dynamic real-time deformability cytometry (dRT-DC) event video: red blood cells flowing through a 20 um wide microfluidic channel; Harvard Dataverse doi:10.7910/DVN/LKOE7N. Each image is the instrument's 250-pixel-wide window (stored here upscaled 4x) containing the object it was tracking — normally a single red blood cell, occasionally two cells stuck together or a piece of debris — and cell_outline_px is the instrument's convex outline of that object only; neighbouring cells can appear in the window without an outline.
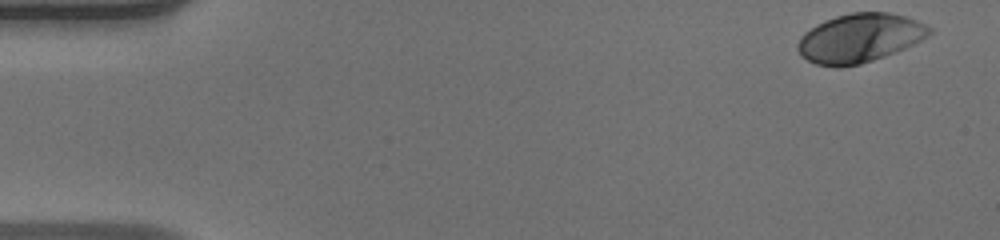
{"species": "human", "species_latin": "Homo sapiens", "temperature_condition": "warm", "stored_images_in_passage": 48, "camera_frame_rate_fps": 3000, "um_per_image_px": 0.085, "donor": {"sex": "male"}, "frame": {"image": 1, "passage_image": 1, "time_ms": 0.0, "image_size_px": [1000, 240], "cell_outline_px": [[932, 32], [928, 36], [904, 48], [884, 56], [860, 64], [836, 68], [816, 64], [800, 56], [796, 48], [796, 44], [800, 36], [804, 32], [816, 24], [824, 20], [836, 16], [852, 12], [888, 12], [908, 16], [932, 28]], "centroid_in_image_um": [73.03, 3.23], "position_along_channel_um": 12.0, "area_um2": 37.63}}
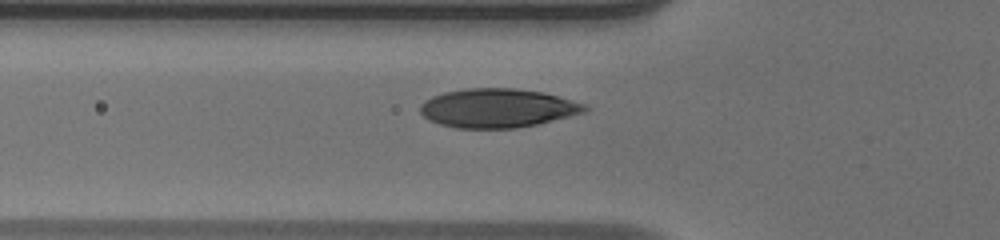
{"frame": {"image": 2, "passage_image": 16, "time_ms": 5.0, "image_size_px": [1000, 240], "cell_outline_px": [[592, 108], [588, 112], [536, 124], [516, 128], [456, 128], [440, 124], [428, 120], [420, 112], [420, 104], [424, 100], [432, 96], [444, 92], [468, 88], [516, 88], [544, 92], [588, 104]], "centroid_in_image_um": [42.34, 9.18], "position_along_channel_um": 83.5, "area_um2": 37.74}}
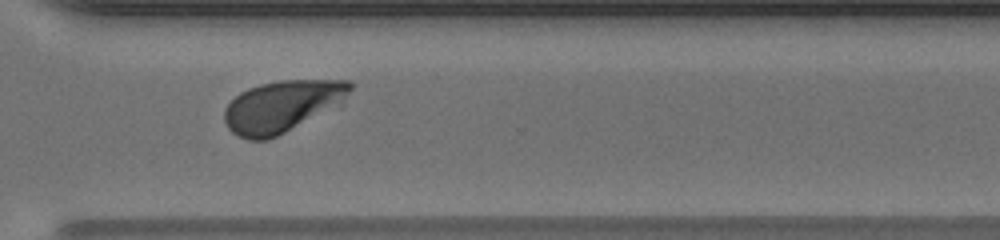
{"frame": {"image": 3, "passage_image": 35, "time_ms": 11.333, "image_size_px": [1000, 240], "cell_outline_px": [[352, 88], [340, 104], [268, 140], [248, 140], [236, 136], [228, 128], [224, 120], [224, 108], [240, 92], [248, 88], [260, 84], [280, 80], [352, 80]], "centroid_in_image_um": [23.94, 9.03], "position_along_channel_um": 346.7, "area_um2": 37.51}, "authors_computed_cell_mechanics": {"area_um2": 37.0787, "velocity_mm_per_s": 4.1557, "shape_relaxation_time_tau1_ms": 2.0257, "shape_relaxation_time_tau2_ms": null, "deformation_change_tau1": 0.1552, "deformation_change_tau2": null}}